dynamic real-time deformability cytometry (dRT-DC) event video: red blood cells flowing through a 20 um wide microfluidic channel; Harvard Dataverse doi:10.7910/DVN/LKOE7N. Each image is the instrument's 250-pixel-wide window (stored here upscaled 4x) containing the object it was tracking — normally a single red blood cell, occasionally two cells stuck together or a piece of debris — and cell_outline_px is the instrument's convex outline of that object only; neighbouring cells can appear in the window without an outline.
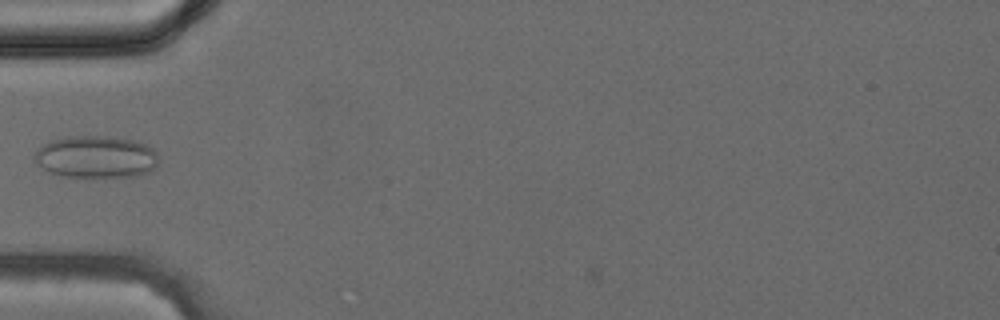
{"species": "common noctule bat (a hibernating species)", "species_latin": "Nyctalus noctula", "temperature_condition": "cold", "stored_images_in_passage": 27, "camera_frame_rate_fps": 3000, "um_per_image_px": 0.085, "animal": {"sex": "female", "body_mass_g": 24.6, "forearm_length_mm": 56.2}, "frame": {"image": 1, "passage_image": 1, "time_ms": 0.0, "image_size_px": [1000, 320], "cell_outline_px": [[156, 168], [140, 176], [64, 176], [48, 172], [36, 160], [36, 152], [44, 144], [52, 140], [72, 136], [104, 136], [136, 140], [152, 148], [156, 152]], "centroid_in_image_um": [8.21, 13.33], "position_along_channel_um": 76.8, "area_um2": 30.0}}